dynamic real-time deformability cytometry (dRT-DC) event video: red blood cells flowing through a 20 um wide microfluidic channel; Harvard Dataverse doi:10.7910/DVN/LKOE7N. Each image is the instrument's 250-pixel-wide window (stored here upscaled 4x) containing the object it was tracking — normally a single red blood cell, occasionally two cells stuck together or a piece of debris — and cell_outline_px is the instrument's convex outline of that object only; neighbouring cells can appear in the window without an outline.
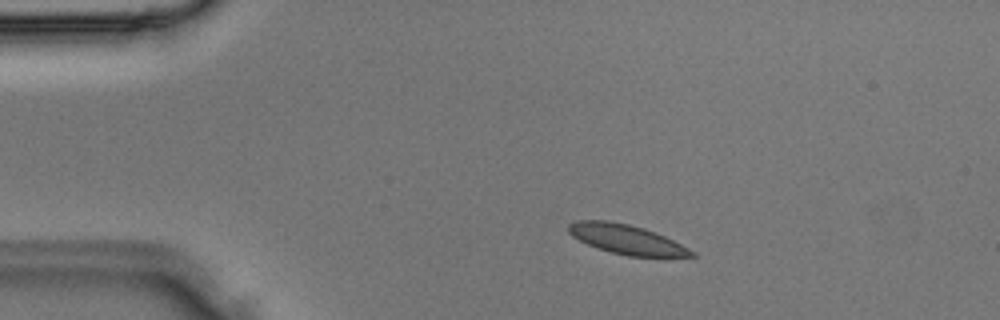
{"species": "Egyptian fruit bat (a non-hibernating species)", "species_latin": "Rousettus aegyptiacus", "temperature_condition": "room temperature", "stored_images_in_passage": 3, "camera_frame_rate_fps": 3000, "um_per_image_px": 0.085, "animal": {"sex": "male"}, "frame": {"image": 1, "passage_image": 2, "time_ms": 0.333, "image_size_px": [1000, 320], "cell_outline_px": [[696, 256], [628, 256], [612, 252], [588, 244], [572, 236], [568, 232], [568, 224], [576, 220], [608, 220], [628, 224], [644, 228], [656, 232], [696, 252]], "centroid_in_image_um": [53.23, 20.32], "position_along_channel_um": 31.8, "area_um2": 20.87}}